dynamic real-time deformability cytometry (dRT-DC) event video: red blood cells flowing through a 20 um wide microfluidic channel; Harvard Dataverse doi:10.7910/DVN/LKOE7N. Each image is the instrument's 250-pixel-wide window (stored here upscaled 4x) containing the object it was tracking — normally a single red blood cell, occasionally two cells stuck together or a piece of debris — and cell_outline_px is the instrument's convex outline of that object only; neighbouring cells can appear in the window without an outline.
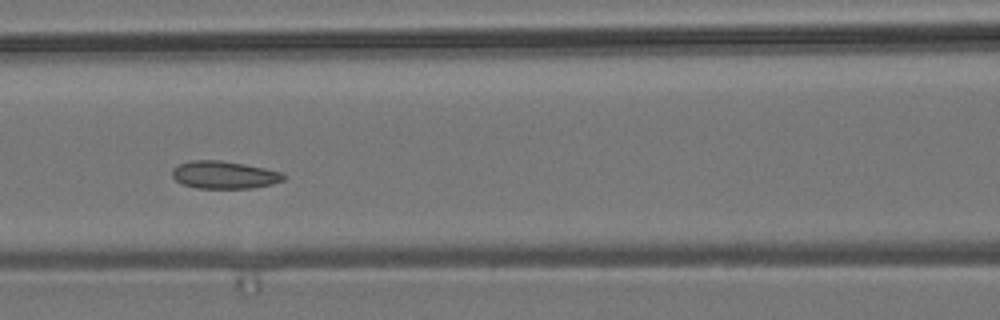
{"species": "common noctule bat (a hibernating species)", "species_latin": "Nyctalus noctula", "temperature_condition": "room temperature", "stored_images_in_passage": 9, "camera_frame_rate_fps": 3000, "um_per_image_px": 0.085, "animal": {"sex": "male", "body_mass_g": 19.2, "forearm_length_mm": 51.8}, "frame": {"image": 1, "passage_image": 7, "time_ms": 7.0, "image_size_px": [1000, 320], "cell_outline_px": [[284, 180], [272, 184], [252, 188], [196, 188], [184, 184], [176, 180], [172, 176], [172, 168], [180, 164], [192, 160], [220, 160], [244, 164], [284, 172]], "centroid_in_image_um": [19.07, 14.86], "position_along_channel_um": 147.5, "area_um2": 17.86}}
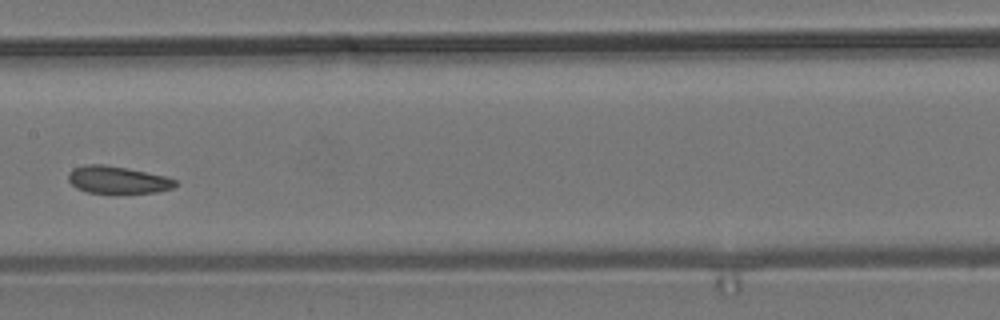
{"frame": {"image": 2, "passage_image": 8, "time_ms": 8.333, "image_size_px": [1000, 320], "cell_outline_px": [[176, 184], [172, 188], [156, 192], [88, 192], [76, 188], [68, 180], [68, 172], [72, 168], [84, 164], [104, 164], [128, 168], [164, 176], [176, 180]], "centroid_in_image_um": [9.94, 15.26], "position_along_channel_um": 197.5, "area_um2": 16.82}}
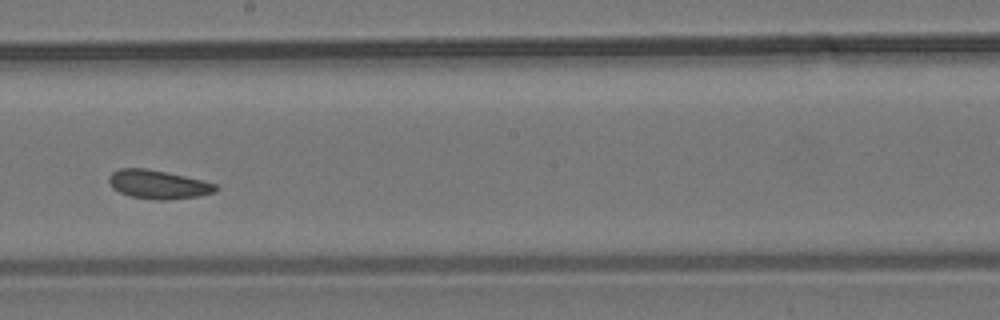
{"frame": {"image": 3, "passage_image": 9, "time_ms": 9.333, "image_size_px": [1000, 320], "cell_outline_px": [[220, 188], [216, 192], [196, 196], [168, 200], [156, 200], [128, 196], [112, 188], [108, 180], [108, 176], [112, 172], [120, 168], [148, 168], [204, 180], [216, 184]], "centroid_in_image_um": [13.44, 15.67], "position_along_channel_um": 234.8, "area_um2": 18.09}}